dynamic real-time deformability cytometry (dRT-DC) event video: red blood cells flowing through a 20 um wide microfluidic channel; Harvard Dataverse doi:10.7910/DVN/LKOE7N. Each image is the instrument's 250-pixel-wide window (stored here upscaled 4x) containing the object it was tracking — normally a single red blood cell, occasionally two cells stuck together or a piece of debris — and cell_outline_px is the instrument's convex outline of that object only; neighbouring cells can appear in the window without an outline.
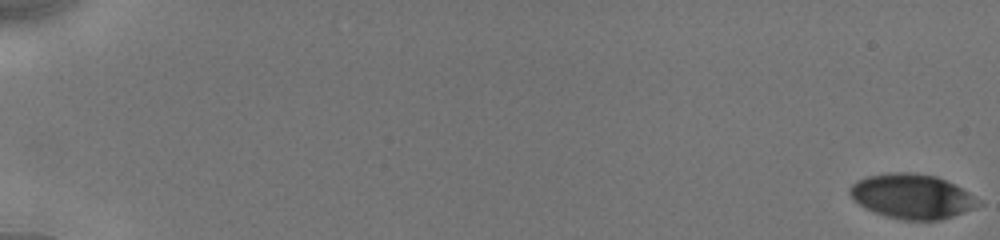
{"species": "human", "species_latin": "Homo sapiens", "temperature_condition": "cold", "stored_images_in_passage": 57, "camera_frame_rate_fps": 3000, "um_per_image_px": 0.085, "donor": {"sex": "male"}, "frame": {"image": 1, "passage_image": 1, "time_ms": 0.0, "image_size_px": [1000, 240], "cell_outline_px": [[984, 204], [952, 216], [940, 220], [900, 220], [876, 212], [860, 204], [848, 192], [848, 188], [856, 180], [868, 176], [888, 172], [912, 172], [936, 176], [968, 192]], "centroid_in_image_um": [77.51, 16.68], "position_along_channel_um": 7.5, "area_um2": 33.06}}
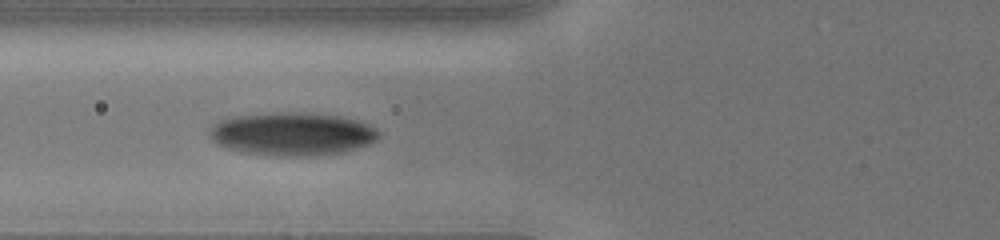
{"frame": {"image": 2, "passage_image": 26, "time_ms": 7.667, "image_size_px": [1000, 240], "cell_outline_px": [[380, 136], [376, 140], [368, 144], [356, 148], [340, 152], [316, 156], [276, 156], [244, 152], [228, 148], [212, 140], [208, 132], [208, 128], [212, 124], [220, 120], [236, 116], [276, 112], [296, 112], [340, 116], [356, 120], [368, 124], [376, 128], [380, 132]], "centroid_in_image_um": [24.83, 11.38], "position_along_channel_um": 101.0, "area_um2": 42.54}}
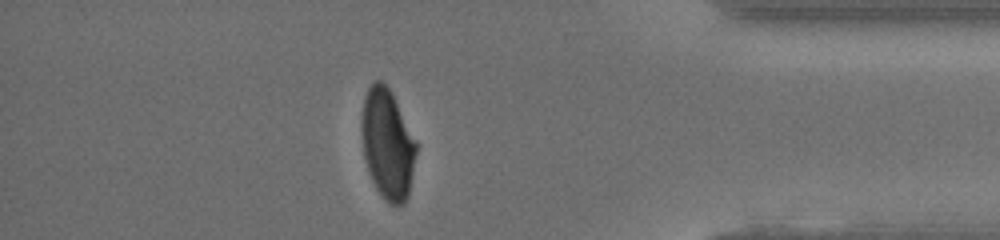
{"frame": {"image": 3, "passage_image": 48, "time_ms": 16.0, "image_size_px": [1000, 240], "cell_outline_px": [[416, 152], [408, 196], [404, 204], [388, 204], [384, 200], [376, 188], [368, 172], [364, 156], [360, 132], [360, 116], [364, 96], [368, 88], [376, 80], [380, 80], [388, 88], [416, 140]], "centroid_in_image_um": [32.89, 12.26], "position_along_channel_um": 402.3, "area_um2": 34.97}, "authors_computed_cell_mechanics": {"area_um2": 36.7608, "velocity_mm_per_s": 3.9072, "shape_relaxation_time_tau1_ms": 3.8514, "shape_relaxation_time_tau2_ms": 1.9033, "deformation_change_tau1": 0.1198, "deformation_change_tau2": 0.0584}}